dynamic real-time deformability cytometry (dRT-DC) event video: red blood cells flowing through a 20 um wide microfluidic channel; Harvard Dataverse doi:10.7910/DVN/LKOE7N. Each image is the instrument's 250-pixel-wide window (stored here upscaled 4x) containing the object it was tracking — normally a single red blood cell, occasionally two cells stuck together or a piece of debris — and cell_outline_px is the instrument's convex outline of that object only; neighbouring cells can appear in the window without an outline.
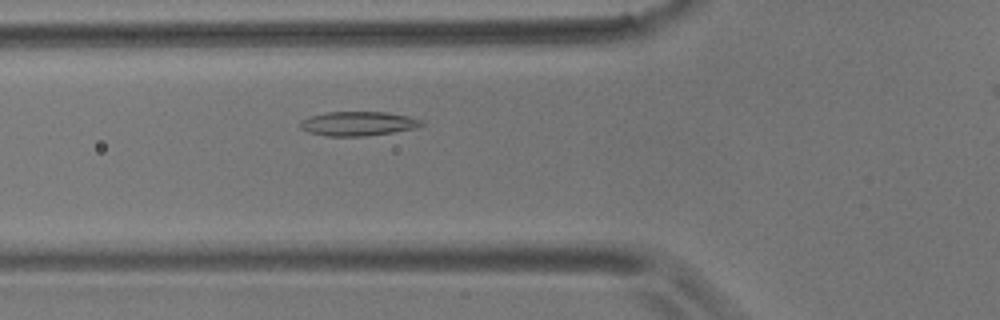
{"species": "common noctule bat (a hibernating species)", "species_latin": "Nyctalus noctula", "temperature_condition": "room temperature", "stored_images_in_passage": 5, "camera_frame_rate_fps": 3000, "um_per_image_px": 0.085, "animal": {"sex": "male", "body_mass_g": 17.9}, "frame": {"image": 1, "passage_image": 4, "time_ms": 3.333, "image_size_px": [1000, 320], "cell_outline_px": [[424, 124], [416, 128], [392, 132], [364, 136], [328, 136], [308, 132], [300, 128], [300, 120], [308, 116], [328, 112], [388, 112], [408, 116], [420, 120]], "centroid_in_image_um": [30.4, 10.5], "position_along_channel_um": 95.4, "area_um2": 17.11}}